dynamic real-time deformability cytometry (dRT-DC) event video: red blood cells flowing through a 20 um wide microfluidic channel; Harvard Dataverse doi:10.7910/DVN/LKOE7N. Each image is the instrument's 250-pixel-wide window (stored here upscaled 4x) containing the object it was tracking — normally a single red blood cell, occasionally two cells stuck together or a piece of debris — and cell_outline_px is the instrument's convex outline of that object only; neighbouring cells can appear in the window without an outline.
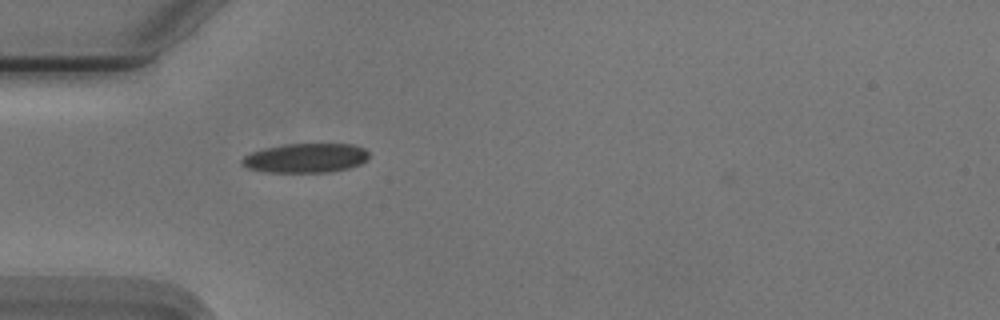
{"species": "Egyptian fruit bat (a non-hibernating species)", "species_latin": "Rousettus aegyptiacus", "temperature_condition": "cold", "stored_images_in_passage": 36, "camera_frame_rate_fps": 3000, "um_per_image_px": 0.085, "animal": {"sex": "male"}, "frame": {"image": 1, "passage_image": 7, "time_ms": 2.0, "image_size_px": [1000, 320], "cell_outline_px": [[368, 156], [360, 164], [348, 168], [328, 172], [268, 172], [248, 168], [240, 164], [240, 160], [244, 156], [252, 152], [264, 148], [284, 144], [352, 144], [364, 148], [368, 152]], "centroid_in_image_um": [25.95, 13.43], "position_along_channel_um": 59.1, "area_um2": 21.62}}
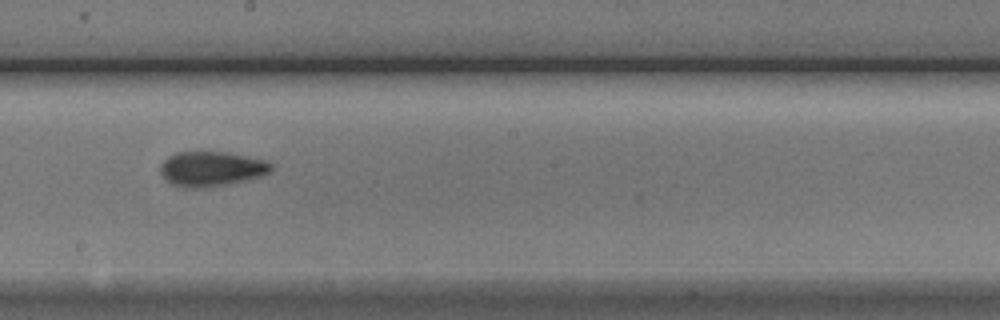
{"frame": {"image": 2, "passage_image": 21, "time_ms": 6.667, "image_size_px": [1000, 320], "cell_outline_px": [[272, 172], [264, 176], [232, 184], [208, 188], [180, 188], [164, 180], [160, 172], [160, 164], [168, 156], [176, 152], [228, 152], [264, 160], [272, 164]], "centroid_in_image_um": [17.97, 14.38], "position_along_channel_um": 230.2, "area_um2": 23.12}}
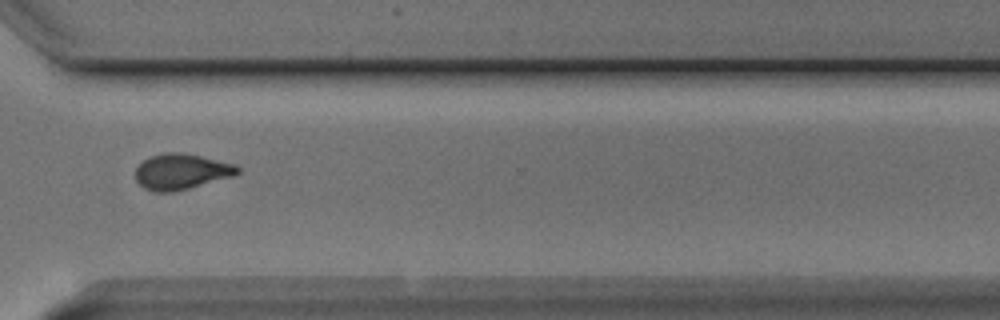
{"frame": {"image": 3, "passage_image": 31, "time_ms": 10.0, "image_size_px": [1000, 320], "cell_outline_px": [[240, 172], [236, 176], [172, 192], [156, 192], [144, 188], [136, 180], [136, 168], [144, 160], [152, 156], [164, 152], [184, 152], [236, 164], [240, 168]], "centroid_in_image_um": [15.46, 14.58], "position_along_channel_um": 355.1, "area_um2": 21.33}, "authors_computed_cell_mechanics": {"area_um2": 21.3282, "velocity_mm_per_s": 3.7484, "shape_relaxation_time_tau1_ms": 3.7333, "shape_relaxation_time_tau2_ms": 1.5144, "deformation_change_tau1": 0.131, "deformation_change_tau2": 0.0663}}